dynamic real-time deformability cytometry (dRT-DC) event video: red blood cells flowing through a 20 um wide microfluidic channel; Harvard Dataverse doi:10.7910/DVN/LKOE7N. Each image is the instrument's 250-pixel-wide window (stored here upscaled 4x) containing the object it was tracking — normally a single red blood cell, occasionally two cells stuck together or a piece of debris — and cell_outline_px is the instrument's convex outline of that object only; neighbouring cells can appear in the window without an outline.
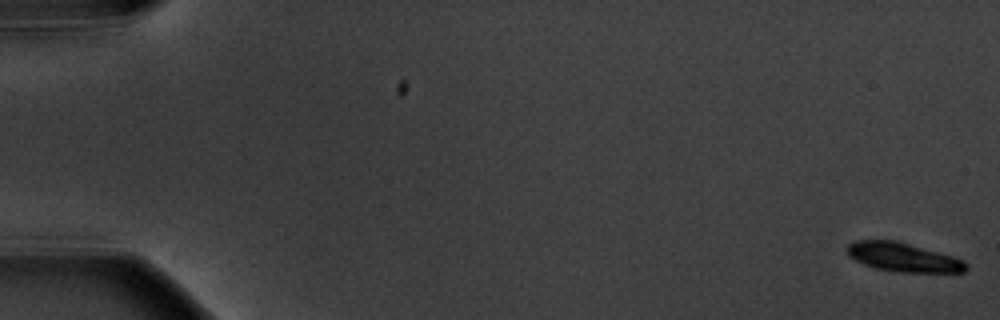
{"species": "common noctule bat (a hibernating species)", "species_latin": "Nyctalus noctula", "temperature_condition": "warm", "stored_images_in_passage": 7, "camera_frame_rate_fps": 3000, "um_per_image_px": 0.085, "animal": {"sex": "male", "body_mass_g": 20.1, "forearm_length_mm": 53.5}, "frame": {"image": 1, "passage_image": 1, "time_ms": 0.0, "image_size_px": [1000, 320], "cell_outline_px": [[968, 268], [964, 272], [900, 272], [876, 268], [864, 264], [848, 256], [844, 248], [848, 244], [856, 240], [896, 240], [952, 256], [964, 260], [968, 264]], "centroid_in_image_um": [76.74, 21.86], "position_along_channel_um": 8.3, "area_um2": 20.06}}
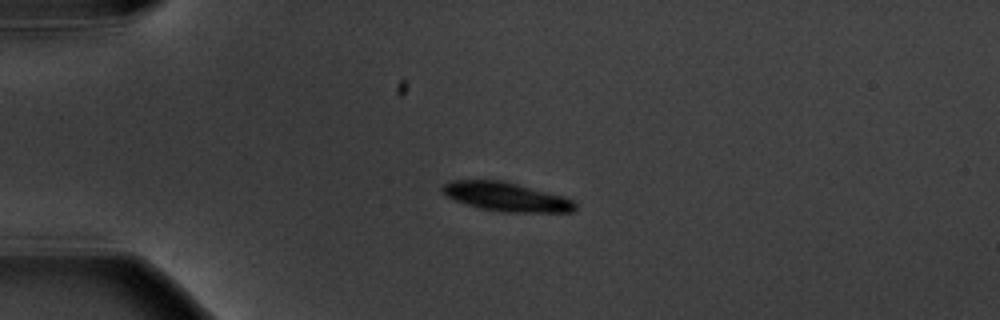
{"frame": {"image": 2, "passage_image": 5, "time_ms": 4.667, "image_size_px": [1000, 320], "cell_outline_px": [[576, 208], [572, 212], [500, 212], [480, 208], [456, 200], [448, 196], [440, 188], [444, 184], [452, 180], [500, 180], [564, 196], [572, 200], [576, 204]], "centroid_in_image_um": [43.05, 16.73], "position_along_channel_um": 42.0, "area_um2": 22.08}}